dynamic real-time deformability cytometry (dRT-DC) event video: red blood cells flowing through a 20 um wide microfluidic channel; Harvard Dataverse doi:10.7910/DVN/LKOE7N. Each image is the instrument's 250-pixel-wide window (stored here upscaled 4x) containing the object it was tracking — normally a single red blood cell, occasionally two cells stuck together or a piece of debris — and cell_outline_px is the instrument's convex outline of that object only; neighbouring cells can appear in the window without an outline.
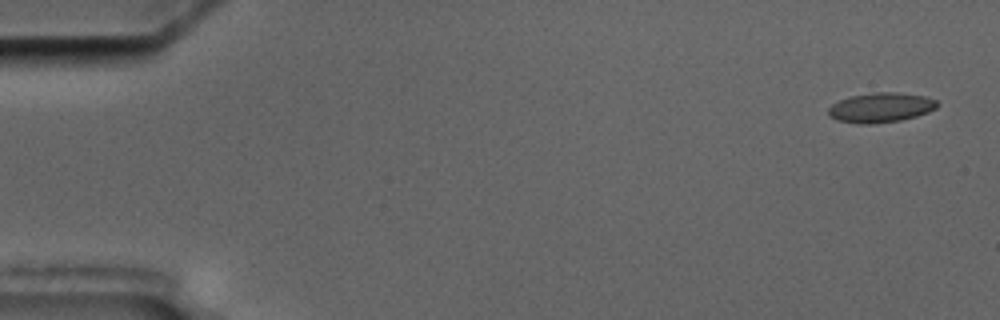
{"species": "common noctule bat (a hibernating species)", "species_latin": "Nyctalus noctula", "temperature_condition": "cold", "stored_images_in_passage": 7, "camera_frame_rate_fps": 3000, "um_per_image_px": 0.085, "animal": {"sex": "male", "body_mass_g": 17.5, "forearm_length_mm": 52.3}, "frame": {"image": 1, "passage_image": 1, "time_ms": 0.0, "image_size_px": [1000, 320], "cell_outline_px": [[940, 104], [936, 108], [928, 112], [916, 116], [900, 120], [872, 124], [856, 124], [836, 120], [828, 116], [828, 108], [832, 104], [848, 96], [872, 92], [896, 92], [924, 96], [936, 100]], "centroid_in_image_um": [74.83, 9.14], "position_along_channel_um": 10.2, "area_um2": 19.07}}
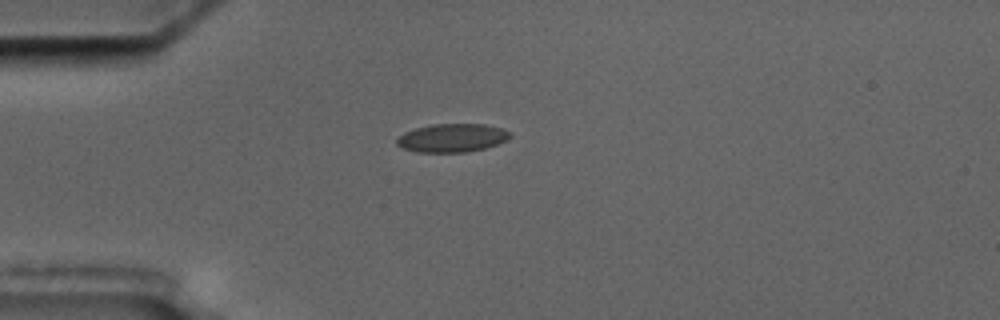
{"frame": {"image": 2, "passage_image": 4, "time_ms": 4.333, "image_size_px": [1000, 320], "cell_outline_px": [[512, 136], [508, 140], [484, 148], [468, 152], [416, 152], [404, 148], [396, 144], [396, 140], [404, 132], [416, 128], [432, 124], [484, 124], [500, 128], [512, 132]], "centroid_in_image_um": [38.45, 11.72], "position_along_channel_um": 46.5, "area_um2": 18.73}}